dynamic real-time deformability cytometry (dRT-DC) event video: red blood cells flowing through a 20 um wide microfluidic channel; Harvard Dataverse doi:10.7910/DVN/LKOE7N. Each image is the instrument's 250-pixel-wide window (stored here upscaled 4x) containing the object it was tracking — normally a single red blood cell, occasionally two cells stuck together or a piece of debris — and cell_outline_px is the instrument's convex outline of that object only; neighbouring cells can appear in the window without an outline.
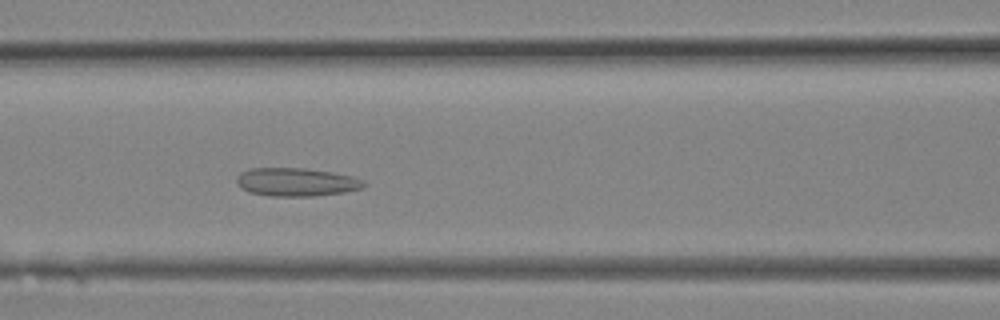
{"species": "Egyptian fruit bat (a non-hibernating species)", "species_latin": "Rousettus aegyptiacus", "temperature_condition": "room temperature", "stored_images_in_passage": 13, "camera_frame_rate_fps": 3000, "um_per_image_px": 0.085, "animal": {"sex": "female"}, "frame": {"image": 1, "passage_image": 10, "time_ms": 3.0, "image_size_px": [1000, 320], "cell_outline_px": [[368, 184], [364, 188], [344, 192], [312, 196], [268, 196], [248, 192], [240, 188], [236, 184], [236, 176], [240, 172], [248, 168], [304, 168], [332, 172], [352, 176], [364, 180]], "centroid_in_image_um": [25.16, 15.47], "position_along_channel_um": 141.4, "area_um2": 21.33}}
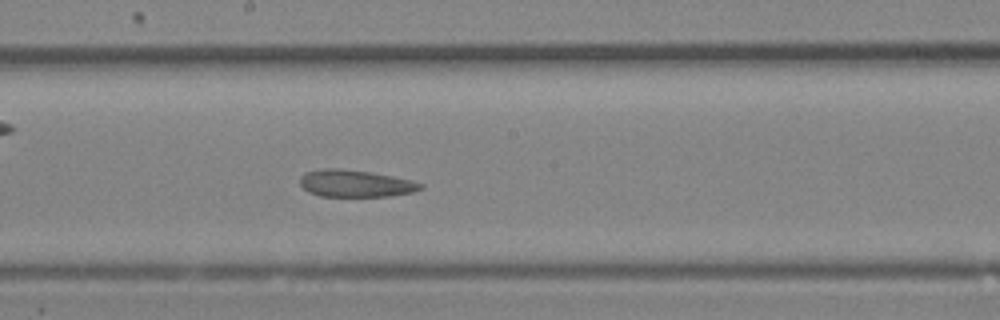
{"frame": {"image": 2, "passage_image": 13, "time_ms": 4.0, "image_size_px": [1000, 320], "cell_outline_px": [[424, 188], [412, 192], [392, 196], [320, 196], [308, 192], [300, 184], [300, 176], [304, 172], [324, 168], [336, 168], [372, 172], [412, 180], [424, 184]], "centroid_in_image_um": [30.21, 15.59], "position_along_channel_um": 218.0, "area_um2": 19.13}}